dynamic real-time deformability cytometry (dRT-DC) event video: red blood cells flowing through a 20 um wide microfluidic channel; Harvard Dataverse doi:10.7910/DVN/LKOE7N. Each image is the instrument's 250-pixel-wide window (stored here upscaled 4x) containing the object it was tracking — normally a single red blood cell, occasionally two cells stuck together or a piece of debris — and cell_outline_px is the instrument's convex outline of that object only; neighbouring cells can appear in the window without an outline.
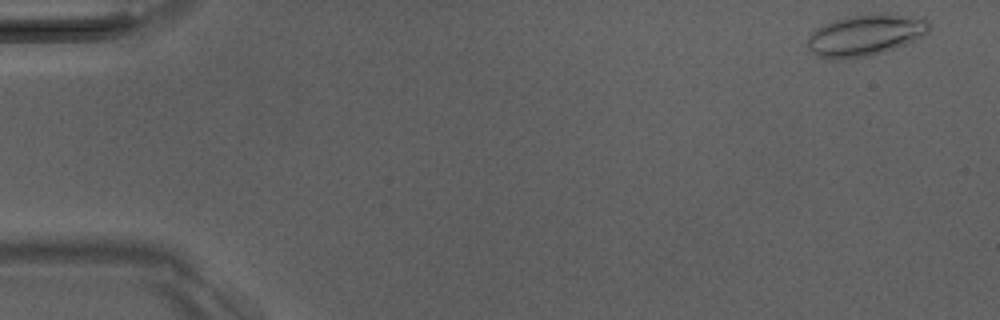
{"species": "Egyptian fruit bat (a non-hibernating species)", "species_latin": "Rousettus aegyptiacus", "temperature_condition": "room temperature", "stored_images_in_passage": 49, "camera_frame_rate_fps": 3000, "um_per_image_px": 0.085, "animal": {"sex": "male"}, "frame": {"image": 1, "passage_image": 1, "time_ms": 0.0, "image_size_px": [1000, 320], "cell_outline_px": [[932, 28], [928, 32], [904, 44], [884, 52], [868, 56], [832, 60], [816, 56], [808, 48], [808, 36], [816, 28], [824, 24], [836, 20], [852, 16], [872, 12], [924, 16], [932, 24]], "centroid_in_image_um": [73.59, 2.96], "position_along_channel_um": 11.4, "area_um2": 29.65}}
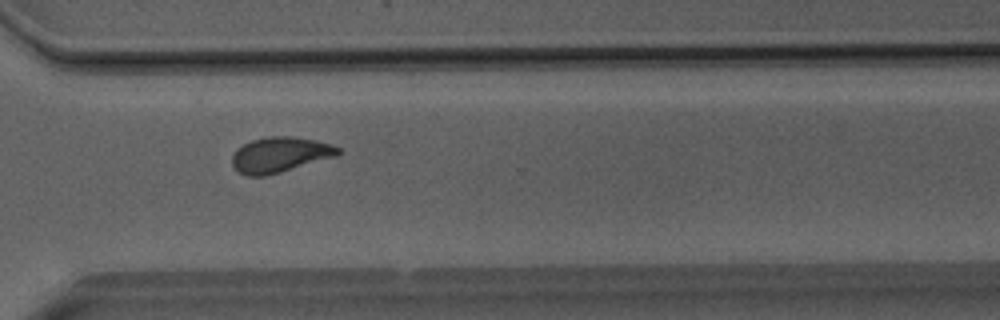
{"frame": {"image": 2, "passage_image": 36, "time_ms": 11.667, "image_size_px": [1000, 320], "cell_outline_px": [[340, 152], [336, 156], [280, 172], [264, 176], [248, 176], [240, 172], [232, 164], [232, 156], [236, 148], [252, 140], [268, 136], [292, 136], [316, 140], [332, 144], [340, 148]], "centroid_in_image_um": [23.79, 13.13], "position_along_channel_um": 346.8, "area_um2": 21.68}}
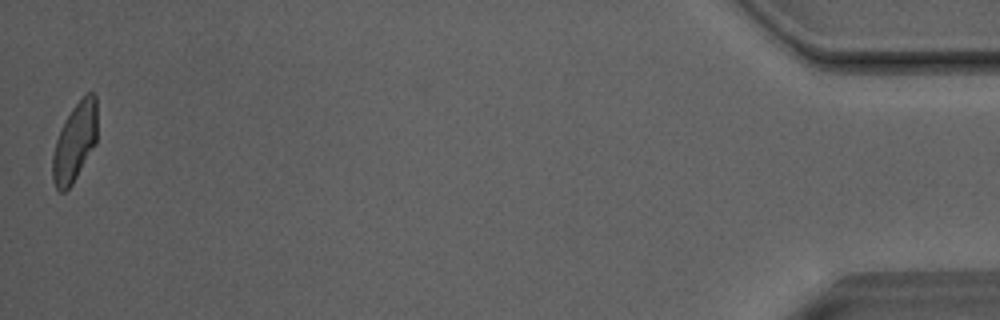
{"frame": {"image": 3, "passage_image": 49, "time_ms": 16.0, "image_size_px": [1000, 320], "cell_outline_px": [[96, 144], [72, 184], [64, 192], [60, 192], [56, 188], [52, 180], [52, 156], [56, 140], [72, 108], [88, 92], [92, 92], [96, 96]], "centroid_in_image_um": [6.35, 12.12], "position_along_channel_um": 428.8, "area_um2": 20.11}, "authors_computed_cell_mechanics": {"area_um2": 21.386, "velocity_mm_per_s": 4.0603, "shape_relaxation_time_tau1_ms": 6.5108, "shape_relaxation_time_tau2_ms": 1.965, "deformation_change_tau1": 0.1782, "deformation_change_tau2": 0.0892}}